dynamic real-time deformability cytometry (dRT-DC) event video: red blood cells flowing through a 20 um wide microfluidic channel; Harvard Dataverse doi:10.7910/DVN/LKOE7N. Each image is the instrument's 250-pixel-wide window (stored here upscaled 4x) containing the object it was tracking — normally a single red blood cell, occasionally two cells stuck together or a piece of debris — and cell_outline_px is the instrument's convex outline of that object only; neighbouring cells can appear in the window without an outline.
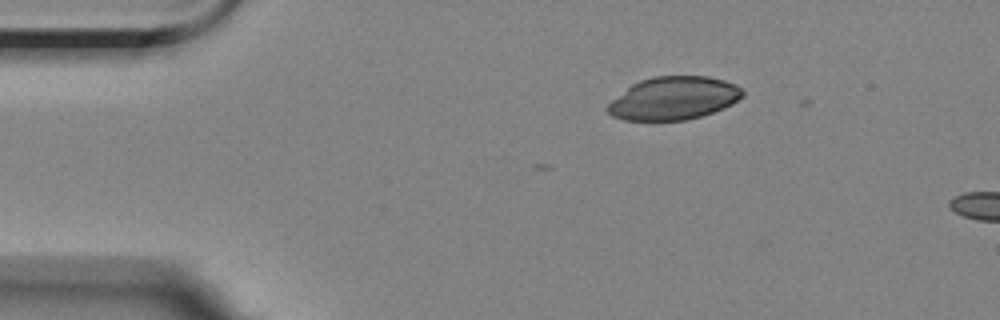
{"species": "Egyptian fruit bat (a non-hibernating species)", "species_latin": "Rousettus aegyptiacus", "temperature_condition": "room temperature", "stored_images_in_passage": 2, "camera_frame_rate_fps": 3000, "um_per_image_px": 0.085, "animal": {"sex": "female"}, "frame": {"image": 1, "passage_image": 1, "time_ms": 0.0, "image_size_px": [1000, 320], "cell_outline_px": [[744, 96], [732, 104], [724, 108], [688, 120], [624, 120], [612, 116], [604, 108], [612, 100], [632, 84], [640, 80], [652, 76], [708, 76], [724, 80], [736, 84], [744, 92]], "centroid_in_image_um": [57.26, 8.35], "position_along_channel_um": 27.7, "area_um2": 33.87}}